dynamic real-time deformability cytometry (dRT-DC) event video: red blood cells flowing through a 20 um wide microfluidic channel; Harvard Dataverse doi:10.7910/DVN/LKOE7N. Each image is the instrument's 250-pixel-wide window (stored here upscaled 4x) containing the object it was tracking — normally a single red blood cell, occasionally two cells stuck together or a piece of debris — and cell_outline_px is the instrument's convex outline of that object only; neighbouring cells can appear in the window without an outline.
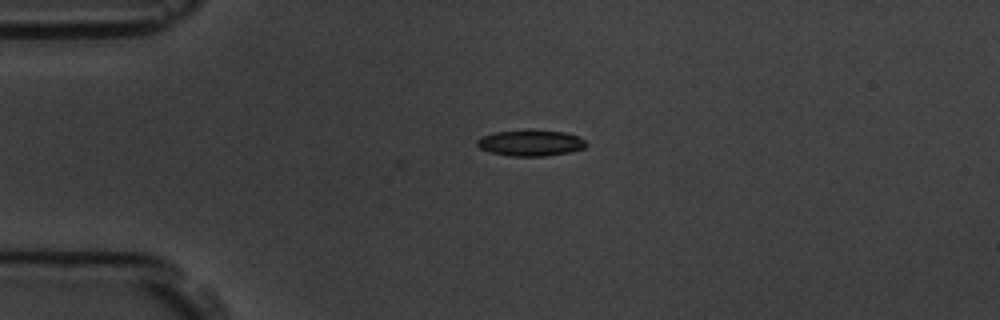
{"species": "common noctule bat (a hibernating species)", "species_latin": "Nyctalus noctula", "temperature_condition": "room temperature", "stored_images_in_passage": 5, "camera_frame_rate_fps": 3000, "um_per_image_px": 0.085, "animal": {"sex": "male", "body_mass_g": 19.5, "forearm_length_mm": 54.6}, "frame": {"image": 1, "passage_image": 5, "time_ms": 1.333, "image_size_px": [1000, 320], "cell_outline_px": [[588, 144], [584, 148], [568, 152], [544, 156], [508, 156], [488, 152], [480, 148], [476, 144], [476, 140], [480, 136], [492, 132], [532, 128], [564, 132], [576, 136], [584, 140]], "centroid_in_image_um": [45.03, 12.12], "position_along_channel_um": 40.0, "area_um2": 17.05}}